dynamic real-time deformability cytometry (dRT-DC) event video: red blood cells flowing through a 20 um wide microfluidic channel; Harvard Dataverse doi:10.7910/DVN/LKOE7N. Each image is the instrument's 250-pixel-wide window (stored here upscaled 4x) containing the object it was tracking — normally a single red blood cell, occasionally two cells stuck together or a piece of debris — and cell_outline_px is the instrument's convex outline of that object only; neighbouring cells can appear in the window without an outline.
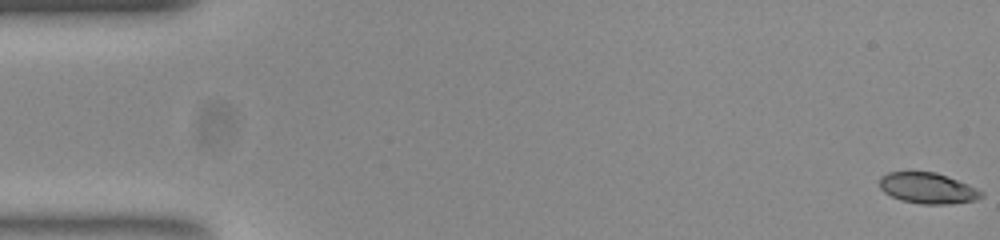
{"species": "common noctule bat (a hibernating species)", "species_latin": "Nyctalus noctula", "temperature_condition": "room temperature", "stored_images_in_passage": 53, "camera_frame_rate_fps": 3000, "um_per_image_px": 0.085, "animal": {"sex": "female", "body_mass_g": 23.0, "forearm_length_mm": 53.4}, "frame": {"image": 1, "passage_image": 1, "time_ms": 0.0, "image_size_px": [1000, 240], "cell_outline_px": [[984, 196], [976, 200], [948, 204], [920, 204], [900, 200], [884, 192], [880, 188], [880, 176], [888, 172], [936, 172], [968, 184], [984, 192]], "centroid_in_image_um": [78.86, 16.0], "position_along_channel_um": 6.1, "area_um2": 18.32}}
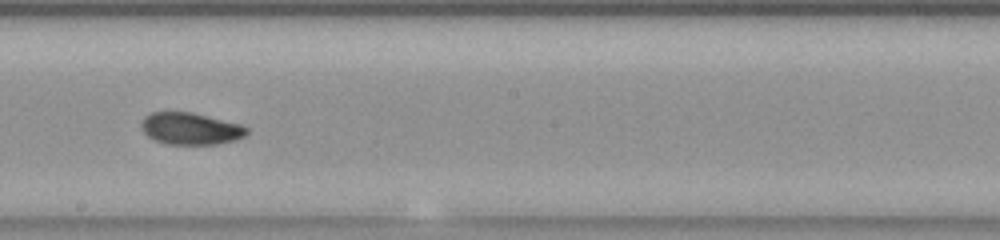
{"frame": {"image": 2, "passage_image": 30, "time_ms": 9.667, "image_size_px": [1000, 240], "cell_outline_px": [[248, 132], [244, 136], [236, 140], [216, 144], [168, 144], [156, 140], [148, 136], [144, 132], [140, 124], [144, 116], [152, 112], [192, 112], [240, 124], [248, 128]], "centroid_in_image_um": [16.19, 10.93], "position_along_channel_um": 232.0, "area_um2": 19.54}}
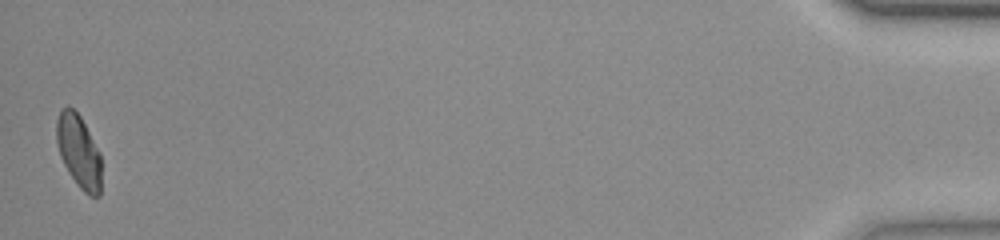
{"frame": {"image": 3, "passage_image": 53, "time_ms": 17.333, "image_size_px": [1000, 240], "cell_outline_px": [[100, 196], [88, 196], [76, 184], [68, 172], [60, 156], [56, 140], [56, 120], [60, 108], [68, 104], [80, 116], [100, 152]], "centroid_in_image_um": [6.67, 12.84], "position_along_channel_um": 428.5, "area_um2": 19.19}, "authors_computed_cell_mechanics": {"area_um2": 19.2474, "velocity_mm_per_s": 3.8449, "shape_relaxation_time_tau1_ms": 6.7006, "shape_relaxation_time_tau2_ms": 1.9263, "deformation_change_tau1": 0.1676, "deformation_change_tau2": 0.0489}}